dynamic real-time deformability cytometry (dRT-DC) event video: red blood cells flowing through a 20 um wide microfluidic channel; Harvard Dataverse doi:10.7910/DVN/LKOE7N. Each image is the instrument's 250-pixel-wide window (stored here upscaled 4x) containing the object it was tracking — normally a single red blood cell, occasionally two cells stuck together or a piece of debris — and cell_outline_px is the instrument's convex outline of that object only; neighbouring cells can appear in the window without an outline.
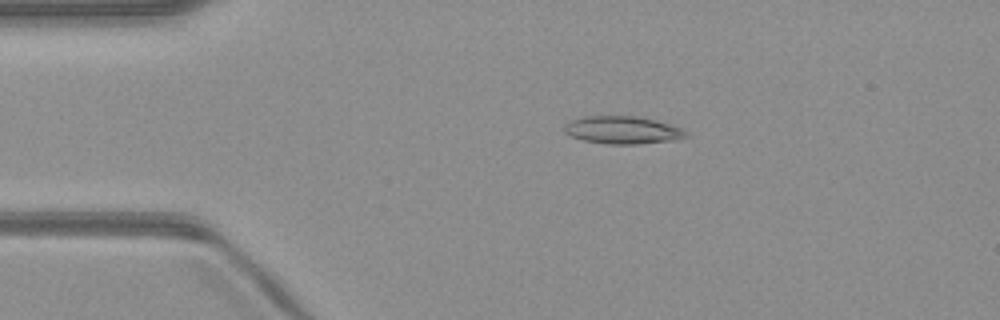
{"species": "common noctule bat (a hibernating species)", "species_latin": "Nyctalus noctula", "temperature_condition": "warm", "stored_images_in_passage": 50, "camera_frame_rate_fps": 3000, "um_per_image_px": 0.085, "animal": {"sex": "male", "body_mass_g": 23.1, "forearm_length_mm": 52.7}, "frame": {"image": 1, "passage_image": 10, "time_ms": 3.0, "image_size_px": [1000, 320], "cell_outline_px": [[688, 136], [672, 140], [636, 144], [608, 144], [584, 140], [572, 136], [564, 132], [564, 124], [572, 120], [584, 116], [636, 116], [656, 120], [680, 128], [688, 132]], "centroid_in_image_um": [52.9, 11.05], "position_along_channel_um": 32.1, "area_um2": 19.42}}
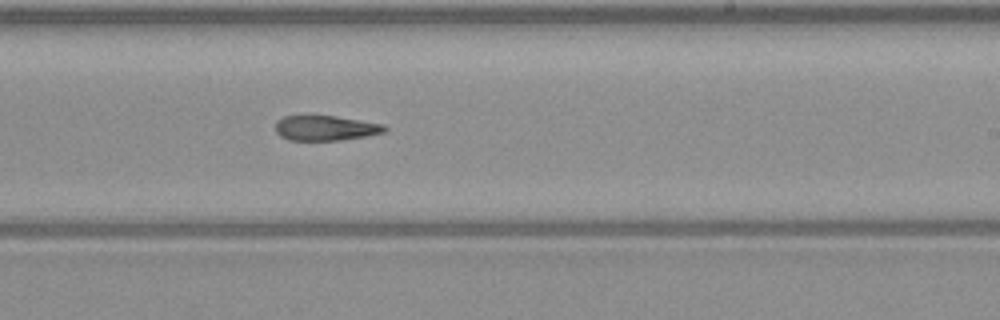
{"frame": {"image": 2, "passage_image": 30, "time_ms": 9.667, "image_size_px": [1000, 320], "cell_outline_px": [[388, 128], [384, 132], [364, 136], [340, 140], [288, 140], [280, 136], [276, 132], [276, 120], [284, 116], [304, 112], [308, 112], [336, 116], [384, 124]], "centroid_in_image_um": [27.58, 10.82], "position_along_channel_um": 261.4, "area_um2": 16.65}}
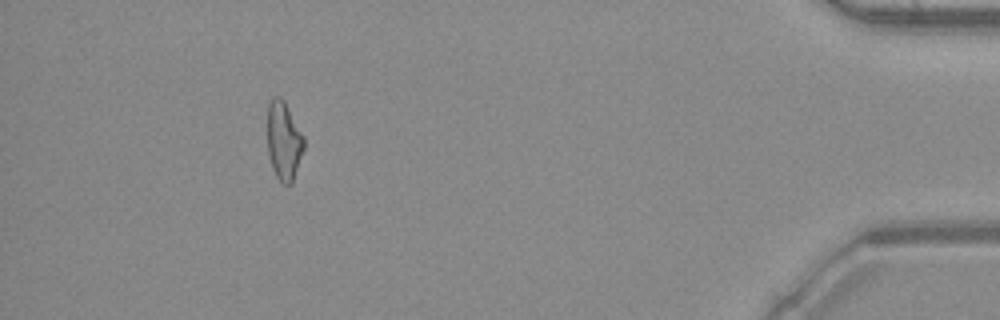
{"frame": {"image": 3, "passage_image": 46, "time_ms": 15.0, "image_size_px": [1000, 320], "cell_outline_px": [[304, 148], [292, 184], [284, 184], [276, 176], [272, 168], [268, 156], [268, 100], [272, 96], [280, 96], [284, 100], [304, 136]], "centroid_in_image_um": [24.12, 11.94], "position_along_channel_um": 411.1, "area_um2": 16.82}}